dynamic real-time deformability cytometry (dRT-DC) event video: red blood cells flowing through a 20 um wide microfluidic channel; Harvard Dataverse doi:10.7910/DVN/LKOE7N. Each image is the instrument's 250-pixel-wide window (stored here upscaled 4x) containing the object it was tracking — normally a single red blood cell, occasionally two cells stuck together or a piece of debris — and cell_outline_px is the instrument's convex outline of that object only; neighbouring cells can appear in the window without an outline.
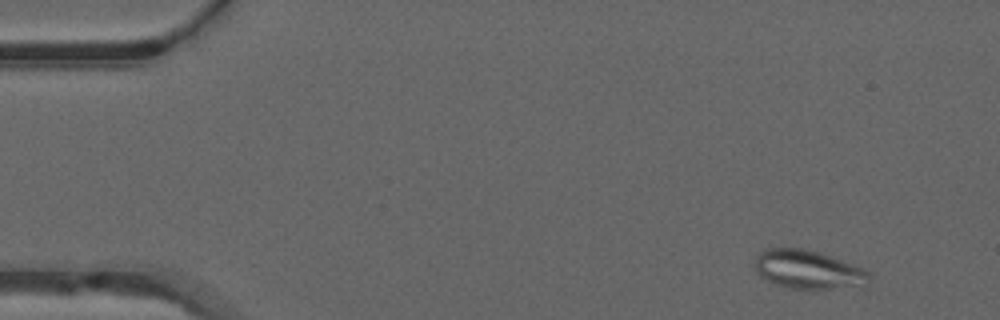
{"species": "common noctule bat (a hibernating species)", "species_latin": "Nyctalus noctula", "temperature_condition": "warm", "stored_images_in_passage": 51, "camera_frame_rate_fps": 3000, "um_per_image_px": 0.085, "animal": {"sex": "male", "forearm_length_mm": 52.5}, "frame": {"image": 1, "passage_image": 4, "time_ms": 1.0, "image_size_px": [1000, 320], "cell_outline_px": [[868, 288], [788, 288], [776, 284], [760, 276], [756, 272], [752, 264], [756, 256], [764, 248], [804, 248], [820, 252], [860, 268], [868, 272]], "centroid_in_image_um": [68.66, 22.92], "position_along_channel_um": 16.3, "area_um2": 25.89}}
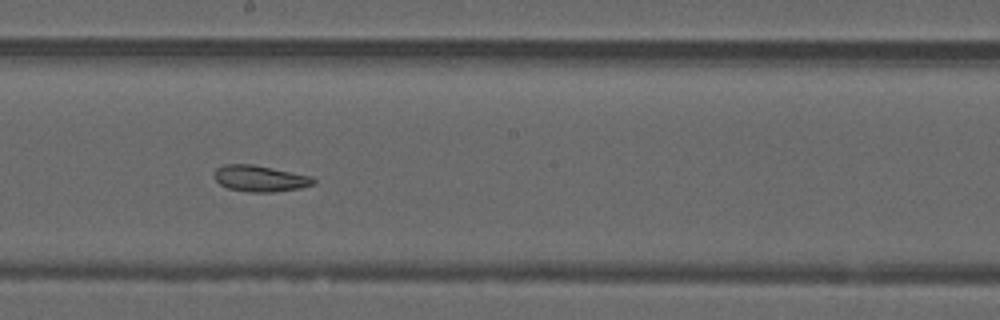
{"frame": {"image": 2, "passage_image": 28, "time_ms": 9.0, "image_size_px": [1000, 320], "cell_outline_px": [[316, 184], [300, 188], [272, 192], [248, 192], [228, 188], [220, 184], [216, 180], [216, 168], [224, 164], [252, 164], [312, 176], [316, 180]], "centroid_in_image_um": [22.14, 15.17], "position_along_channel_um": 226.1, "area_um2": 15.09}}
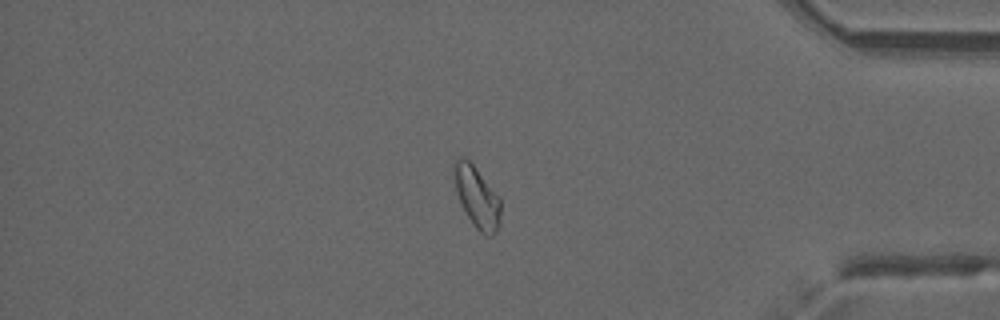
{"frame": {"image": 3, "passage_image": 43, "time_ms": 14.0, "image_size_px": [1000, 320], "cell_outline_px": [[500, 220], [496, 232], [492, 236], [480, 232], [476, 228], [468, 216], [456, 192], [452, 172], [456, 160], [460, 156], [464, 156], [472, 164], [500, 196]], "centroid_in_image_um": [40.54, 16.72], "position_along_channel_um": 394.7, "area_um2": 16.47}, "authors_computed_cell_mechanics": {"area_um2": 17.918, "velocity_mm_per_s": 3.9675, "shape_relaxation_time_tau1_ms": null, "shape_relaxation_time_tau2_ms": 3.4752, "deformation_change_tau1": null, "deformation_change_tau2": 0.1083}}